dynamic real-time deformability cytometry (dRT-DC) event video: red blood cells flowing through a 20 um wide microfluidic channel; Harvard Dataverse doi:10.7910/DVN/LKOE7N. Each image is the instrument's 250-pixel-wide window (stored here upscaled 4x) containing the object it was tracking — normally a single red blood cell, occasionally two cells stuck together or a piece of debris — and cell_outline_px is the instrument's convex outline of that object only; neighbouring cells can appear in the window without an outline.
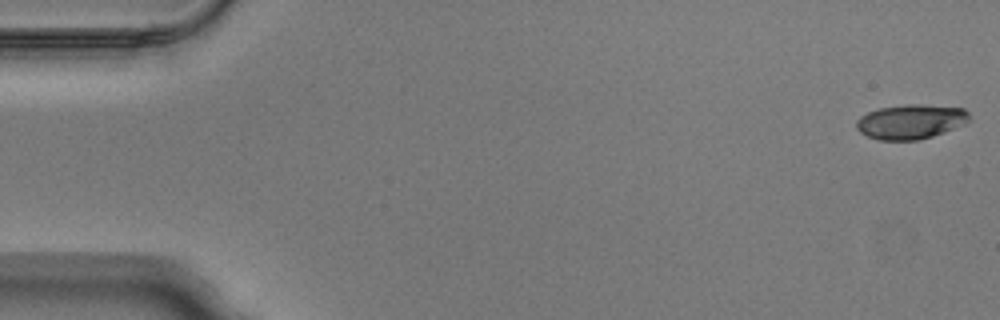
{"species": "Egyptian fruit bat (a non-hibernating species)", "species_latin": "Rousettus aegyptiacus", "temperature_condition": "warm", "stored_images_in_passage": 50, "camera_frame_rate_fps": 3000, "um_per_image_px": 0.085, "animal": {"sex": "male"}, "frame": {"image": 1, "passage_image": 1, "time_ms": 0.0, "image_size_px": [1000, 320], "cell_outline_px": [[964, 116], [940, 132], [928, 136], [912, 140], [884, 140], [872, 136], [864, 132], [856, 124], [864, 116], [872, 112], [884, 108], [960, 108], [964, 112]], "centroid_in_image_um": [77.22, 10.41], "position_along_channel_um": 7.8, "area_um2": 18.96}}
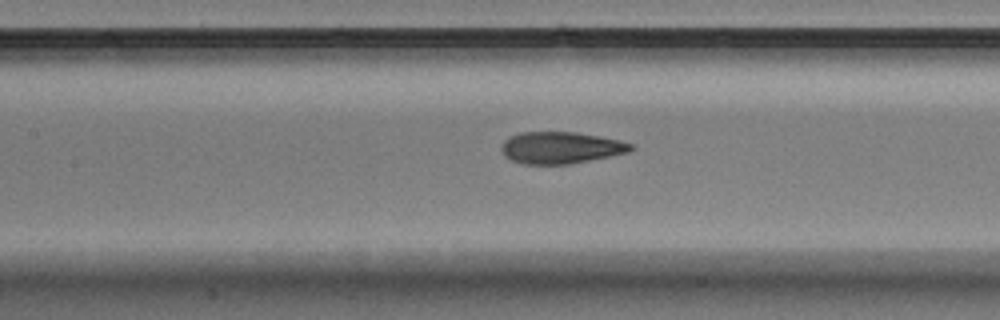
{"frame": {"image": 2, "passage_image": 23, "time_ms": 7.333, "image_size_px": [1000, 320], "cell_outline_px": [[632, 148], [620, 152], [604, 156], [556, 164], [536, 164], [516, 160], [508, 156], [504, 152], [504, 144], [508, 140], [516, 136], [532, 132], [564, 132], [612, 140], [628, 144]], "centroid_in_image_um": [47.57, 12.55], "position_along_channel_um": 159.8, "area_um2": 21.1}}
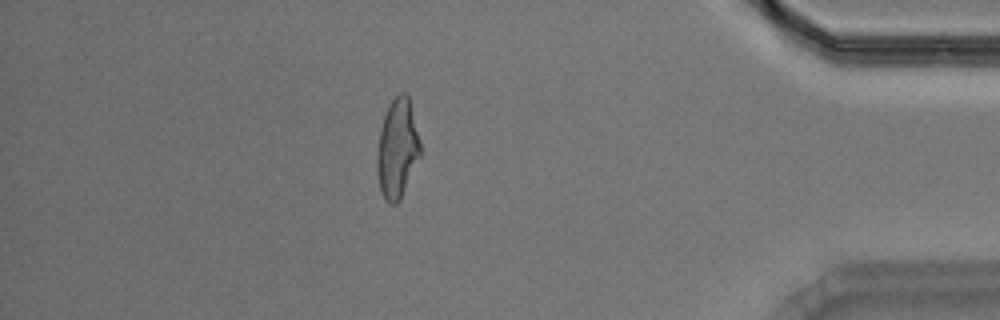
{"frame": {"image": 3, "passage_image": 44, "time_ms": 14.333, "image_size_px": [1000, 320], "cell_outline_px": [[420, 152], [400, 196], [396, 200], [388, 200], [384, 196], [380, 188], [380, 136], [384, 120], [388, 108], [396, 96], [408, 100], [420, 144]], "centroid_in_image_um": [33.8, 12.62], "position_along_channel_um": 401.4, "area_um2": 21.73}, "authors_computed_cell_mechanics": {"area_um2": 21.2126, "velocity_mm_per_s": 4.0182, "shape_relaxation_time_tau1_ms": 3.9017, "shape_relaxation_time_tau2_ms": 1.3439, "deformation_change_tau1": 0.206, "deformation_change_tau2": 0.0936}}